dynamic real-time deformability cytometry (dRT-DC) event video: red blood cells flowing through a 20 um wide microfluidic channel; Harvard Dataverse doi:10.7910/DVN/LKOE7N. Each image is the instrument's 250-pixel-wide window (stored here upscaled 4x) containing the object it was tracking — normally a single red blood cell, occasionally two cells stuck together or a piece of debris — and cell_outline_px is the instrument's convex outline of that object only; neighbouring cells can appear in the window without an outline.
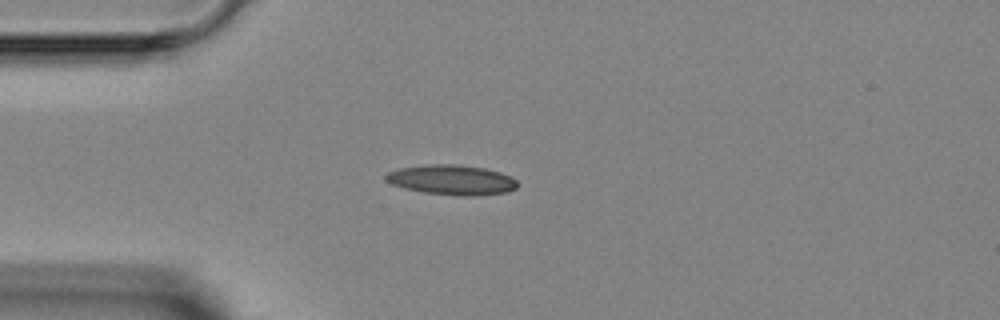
{"species": "Egyptian fruit bat (a non-hibernating species)", "species_latin": "Rousettus aegyptiacus", "temperature_condition": "room temperature", "stored_images_in_passage": 3, "camera_frame_rate_fps": 3000, "um_per_image_px": 0.085, "animal": {"sex": "female"}, "frame": {"image": 1, "passage_image": 2, "time_ms": 1.333, "image_size_px": [1000, 320], "cell_outline_px": [[516, 188], [508, 192], [476, 196], [460, 196], [424, 192], [404, 188], [392, 184], [384, 180], [384, 176], [388, 172], [400, 168], [424, 164], [456, 164], [484, 168], [500, 172], [512, 176], [516, 180]], "centroid_in_image_um": [38.4, 15.29], "position_along_channel_um": 46.6, "area_um2": 23.12}}